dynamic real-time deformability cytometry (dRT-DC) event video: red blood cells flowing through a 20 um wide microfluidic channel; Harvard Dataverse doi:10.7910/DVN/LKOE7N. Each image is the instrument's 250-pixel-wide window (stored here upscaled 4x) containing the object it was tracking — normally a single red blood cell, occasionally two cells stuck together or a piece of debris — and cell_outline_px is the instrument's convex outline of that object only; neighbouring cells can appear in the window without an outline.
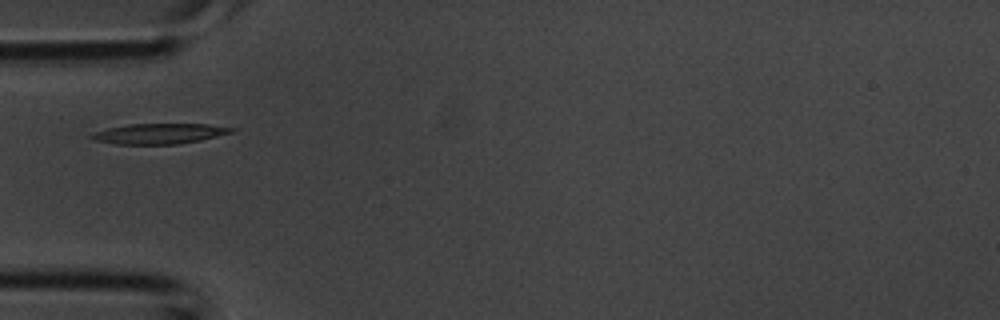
{"species": "common noctule bat (a hibernating species)", "species_latin": "Nyctalus noctula", "temperature_condition": "room temperature", "stored_images_in_passage": 2, "camera_frame_rate_fps": 3000, "um_per_image_px": 0.085, "animal": {"sex": "male", "body_mass_g": 20.1, "forearm_length_mm": 53.5}, "frame": {"image": 1, "passage_image": 2, "time_ms": 0.333, "image_size_px": [1000, 320], "cell_outline_px": [[236, 132], [200, 140], [176, 144], [116, 144], [92, 140], [88, 136], [92, 132], [108, 128], [128, 124], [208, 124], [236, 128]], "centroid_in_image_um": [13.53, 11.36], "position_along_channel_um": 71.5, "area_um2": 16.76}}